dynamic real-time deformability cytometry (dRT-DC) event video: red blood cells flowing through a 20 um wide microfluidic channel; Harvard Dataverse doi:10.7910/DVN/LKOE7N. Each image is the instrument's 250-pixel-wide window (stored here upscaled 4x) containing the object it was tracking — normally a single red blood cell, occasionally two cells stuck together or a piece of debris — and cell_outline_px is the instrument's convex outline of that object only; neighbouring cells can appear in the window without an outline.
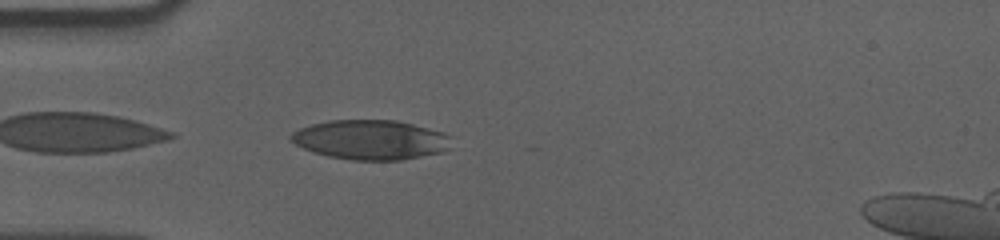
{"species": "human", "species_latin": "Homo sapiens", "temperature_condition": "cold", "stored_images_in_passage": 38, "camera_frame_rate_fps": 3000, "um_per_image_px": 0.085, "donor": {"sex": "male"}, "frame": {"image": 1, "passage_image": 1, "time_ms": 0.0, "image_size_px": [1000, 240], "cell_outline_px": [[452, 148], [444, 152], [400, 160], [352, 160], [328, 156], [312, 152], [288, 140], [288, 136], [292, 132], [300, 128], [312, 124], [328, 120], [396, 120], [444, 132], [452, 136]], "centroid_in_image_um": [31.54, 11.88], "position_along_channel_um": 53.5, "area_um2": 37.45}}
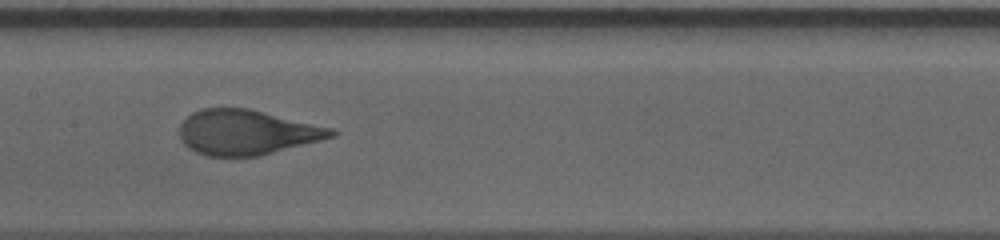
{"frame": {"image": 2, "passage_image": 13, "time_ms": 4.0, "image_size_px": [1000, 240], "cell_outline_px": [[340, 132], [336, 136], [256, 156], [204, 156], [188, 148], [180, 140], [180, 124], [192, 112], [204, 108], [248, 108], [332, 128]], "centroid_in_image_um": [20.94, 11.24], "position_along_channel_um": 186.5, "area_um2": 39.54}}
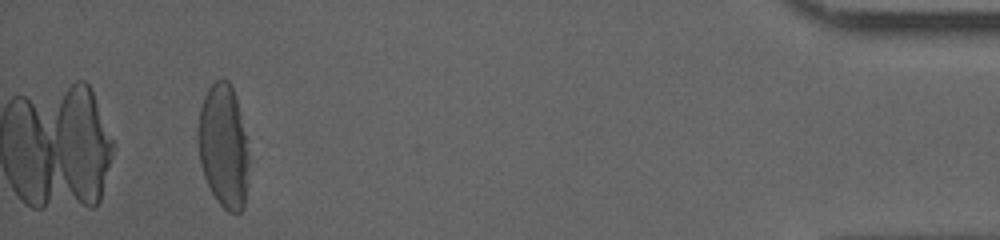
{"frame": {"image": 3, "passage_image": 38, "time_ms": 12.333, "image_size_px": [1000, 240], "cell_outline_px": [[248, 164], [244, 208], [240, 212], [228, 212], [216, 200], [204, 176], [200, 164], [196, 140], [196, 132], [200, 108], [204, 96], [208, 88], [216, 80], [224, 76], [228, 80], [236, 96], [244, 132], [248, 152]], "centroid_in_image_um": [18.96, 12.4], "position_along_channel_um": 416.2, "area_um2": 36.82}, "authors_computed_cell_mechanics": {"area_um2": 40.46, "velocity_mm_per_s": 3.5499, "shape_relaxation_time_tau1_ms": 5.1983, "shape_relaxation_time_tau2_ms": null, "deformation_change_tau1": 0.2092, "deformation_change_tau2": null}}